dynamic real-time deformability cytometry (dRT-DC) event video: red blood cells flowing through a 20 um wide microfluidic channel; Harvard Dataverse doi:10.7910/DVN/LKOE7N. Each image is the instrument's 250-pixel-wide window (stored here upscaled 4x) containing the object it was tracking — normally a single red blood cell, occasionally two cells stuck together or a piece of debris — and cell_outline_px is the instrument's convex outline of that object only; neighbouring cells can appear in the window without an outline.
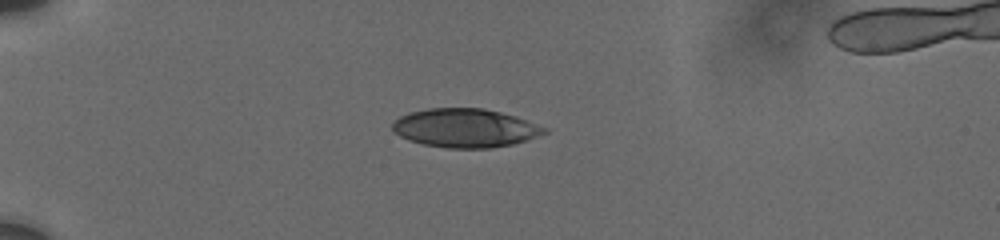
{"species": "human", "species_latin": "Homo sapiens", "temperature_condition": "cold", "stored_images_in_passage": 12, "camera_frame_rate_fps": 3000, "um_per_image_px": 0.085, "donor": {"sex": "male"}, "frame": {"image": 1, "passage_image": 7, "time_ms": 5.333, "image_size_px": [1000, 240], "cell_outline_px": [[548, 132], [528, 140], [512, 144], [492, 148], [448, 148], [424, 144], [408, 140], [392, 132], [392, 124], [400, 116], [408, 112], [428, 108], [484, 108], [516, 116], [548, 128]], "centroid_in_image_um": [39.54, 10.88], "position_along_channel_um": 45.5, "area_um2": 34.45}}
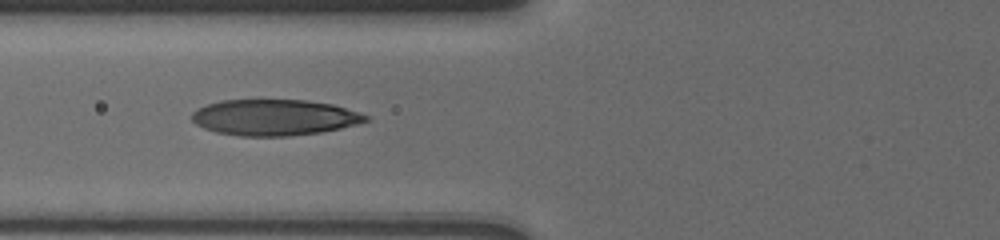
{"frame": {"image": 2, "passage_image": 10, "time_ms": 8.0, "image_size_px": [1000, 240], "cell_outline_px": [[368, 120], [356, 124], [340, 128], [320, 132], [288, 136], [240, 136], [216, 132], [204, 128], [196, 124], [192, 120], [192, 112], [208, 104], [220, 100], [304, 100], [332, 104], [360, 112], [368, 116]], "centroid_in_image_um": [23.31, 9.98], "position_along_channel_um": 102.5, "area_um2": 36.3}}
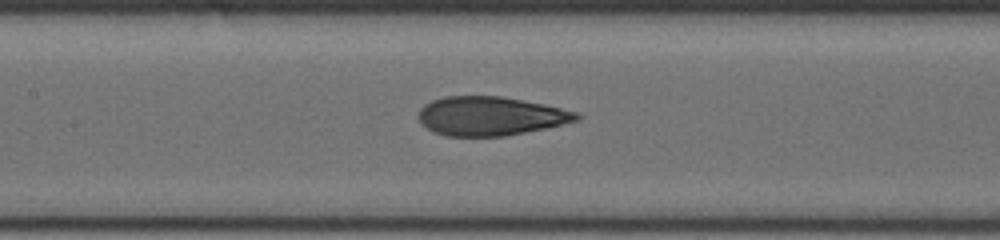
{"frame": {"image": 3, "passage_image": 12, "time_ms": 9.667, "image_size_px": [1000, 240], "cell_outline_px": [[580, 120], [544, 128], [504, 136], [444, 136], [432, 132], [420, 124], [416, 116], [420, 108], [424, 104], [432, 100], [444, 96], [500, 96], [544, 104], [576, 112], [580, 116]], "centroid_in_image_um": [41.6, 9.87], "position_along_channel_um": 165.8, "area_um2": 35.95}}